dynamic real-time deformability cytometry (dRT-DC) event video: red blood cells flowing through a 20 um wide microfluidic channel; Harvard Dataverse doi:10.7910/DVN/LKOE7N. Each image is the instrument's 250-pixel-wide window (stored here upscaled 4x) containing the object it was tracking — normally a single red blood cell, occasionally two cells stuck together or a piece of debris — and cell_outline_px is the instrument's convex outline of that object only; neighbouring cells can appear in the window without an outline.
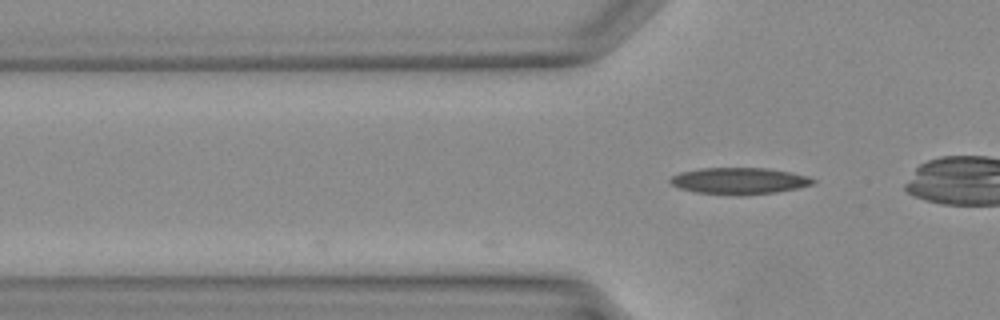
{"species": "Egyptian fruit bat (a non-hibernating species)", "species_latin": "Rousettus aegyptiacus", "temperature_condition": "warm", "stored_images_in_passage": 2, "camera_frame_rate_fps": 3000, "um_per_image_px": 0.085, "animal": {"sex": "female"}, "frame": {"image": 1, "passage_image": 2, "time_ms": 0.333, "image_size_px": [1000, 320], "cell_outline_px": [[816, 180], [812, 184], [796, 188], [776, 192], [740, 196], [696, 192], [680, 188], [672, 184], [668, 180], [672, 176], [680, 172], [700, 168], [768, 168], [792, 172], [808, 176]], "centroid_in_image_um": [62.83, 15.37], "position_along_channel_um": 63.0, "area_um2": 22.14}}